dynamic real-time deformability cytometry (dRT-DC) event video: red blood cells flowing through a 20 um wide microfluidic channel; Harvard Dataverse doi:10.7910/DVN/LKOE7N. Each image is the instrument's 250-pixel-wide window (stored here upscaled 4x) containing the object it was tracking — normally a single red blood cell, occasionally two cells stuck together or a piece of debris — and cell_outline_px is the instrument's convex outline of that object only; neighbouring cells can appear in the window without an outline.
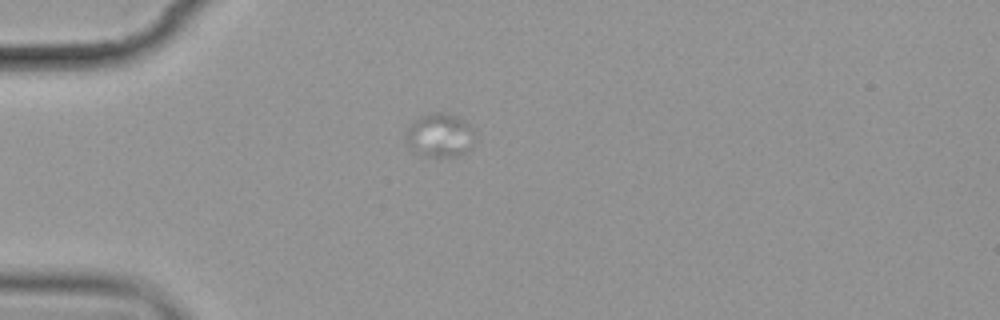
{"species": "common noctule bat (a hibernating species)", "species_latin": "Nyctalus noctula", "temperature_condition": "cold", "stored_images_in_passage": 3, "camera_frame_rate_fps": 3000, "um_per_image_px": 0.085, "animal": {"sex": "female", "body_mass_g": 19.9}, "frame": {"image": 1, "passage_image": 1, "time_ms": 0.0, "image_size_px": [1000, 320], "cell_outline_px": [[476, 128], [468, 148], [460, 156], [424, 156], [412, 152], [404, 140], [404, 136], [408, 128], [420, 116], [428, 112], [448, 112], [464, 120]], "centroid_in_image_um": [37.34, 11.48], "position_along_channel_um": 47.7, "area_um2": 17.8}}
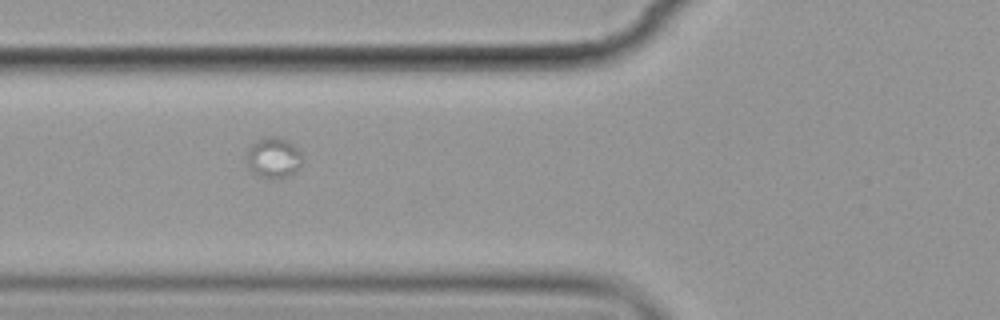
{"frame": {"image": 2, "passage_image": 3, "time_ms": 2.333, "image_size_px": [1000, 320], "cell_outline_px": [[304, 160], [300, 168], [284, 176], [264, 176], [248, 168], [248, 148], [256, 140], [264, 136], [280, 136], [292, 144], [300, 152]], "centroid_in_image_um": [23.28, 13.33], "position_along_channel_um": 102.5, "area_um2": 12.72}}